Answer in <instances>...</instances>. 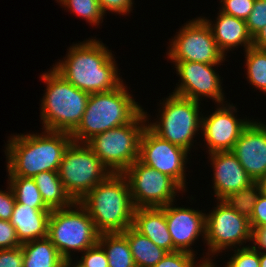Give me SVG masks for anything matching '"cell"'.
Segmentation results:
<instances>
[{
  "label": "cell",
  "instance_id": "obj_1",
  "mask_svg": "<svg viewBox=\"0 0 266 267\" xmlns=\"http://www.w3.org/2000/svg\"><path fill=\"white\" fill-rule=\"evenodd\" d=\"M66 56L67 59L55 64L53 69L84 92H108L123 83L118 76L112 52L96 39L75 44L69 48Z\"/></svg>",
  "mask_w": 266,
  "mask_h": 267
},
{
  "label": "cell",
  "instance_id": "obj_2",
  "mask_svg": "<svg viewBox=\"0 0 266 267\" xmlns=\"http://www.w3.org/2000/svg\"><path fill=\"white\" fill-rule=\"evenodd\" d=\"M8 142V176L33 178L44 171L58 172L64 153L73 139L66 132L45 130L41 135H16Z\"/></svg>",
  "mask_w": 266,
  "mask_h": 267
},
{
  "label": "cell",
  "instance_id": "obj_3",
  "mask_svg": "<svg viewBox=\"0 0 266 267\" xmlns=\"http://www.w3.org/2000/svg\"><path fill=\"white\" fill-rule=\"evenodd\" d=\"M88 211L97 231L122 233L133 225L135 206L123 174H110L79 201Z\"/></svg>",
  "mask_w": 266,
  "mask_h": 267
},
{
  "label": "cell",
  "instance_id": "obj_4",
  "mask_svg": "<svg viewBox=\"0 0 266 267\" xmlns=\"http://www.w3.org/2000/svg\"><path fill=\"white\" fill-rule=\"evenodd\" d=\"M122 83L108 92L89 95L78 127L70 134L73 142L86 143L93 136L130 123L143 109Z\"/></svg>",
  "mask_w": 266,
  "mask_h": 267
},
{
  "label": "cell",
  "instance_id": "obj_5",
  "mask_svg": "<svg viewBox=\"0 0 266 267\" xmlns=\"http://www.w3.org/2000/svg\"><path fill=\"white\" fill-rule=\"evenodd\" d=\"M42 80L47 84L40 115L44 129L71 134L83 117L90 94L67 82L54 69L44 73Z\"/></svg>",
  "mask_w": 266,
  "mask_h": 267
},
{
  "label": "cell",
  "instance_id": "obj_6",
  "mask_svg": "<svg viewBox=\"0 0 266 267\" xmlns=\"http://www.w3.org/2000/svg\"><path fill=\"white\" fill-rule=\"evenodd\" d=\"M146 115L142 110L130 123L99 133L85 143L112 174H123L138 160Z\"/></svg>",
  "mask_w": 266,
  "mask_h": 267
},
{
  "label": "cell",
  "instance_id": "obj_7",
  "mask_svg": "<svg viewBox=\"0 0 266 267\" xmlns=\"http://www.w3.org/2000/svg\"><path fill=\"white\" fill-rule=\"evenodd\" d=\"M75 207L77 209L73 210ZM99 236L100 233L87 209L80 202L66 208L51 210L47 238L63 259L71 258V249L84 252L94 246L98 243Z\"/></svg>",
  "mask_w": 266,
  "mask_h": 267
},
{
  "label": "cell",
  "instance_id": "obj_8",
  "mask_svg": "<svg viewBox=\"0 0 266 267\" xmlns=\"http://www.w3.org/2000/svg\"><path fill=\"white\" fill-rule=\"evenodd\" d=\"M110 174L85 143L76 142L68 146L58 169L62 184L75 202H79Z\"/></svg>",
  "mask_w": 266,
  "mask_h": 267
},
{
  "label": "cell",
  "instance_id": "obj_9",
  "mask_svg": "<svg viewBox=\"0 0 266 267\" xmlns=\"http://www.w3.org/2000/svg\"><path fill=\"white\" fill-rule=\"evenodd\" d=\"M162 108L160 122L147 126L163 140L190 151L192 138L202 126L199 102L173 93Z\"/></svg>",
  "mask_w": 266,
  "mask_h": 267
},
{
  "label": "cell",
  "instance_id": "obj_10",
  "mask_svg": "<svg viewBox=\"0 0 266 267\" xmlns=\"http://www.w3.org/2000/svg\"><path fill=\"white\" fill-rule=\"evenodd\" d=\"M133 204L140 207H162L174 201L183 189L169 176L136 160L124 173Z\"/></svg>",
  "mask_w": 266,
  "mask_h": 267
},
{
  "label": "cell",
  "instance_id": "obj_11",
  "mask_svg": "<svg viewBox=\"0 0 266 267\" xmlns=\"http://www.w3.org/2000/svg\"><path fill=\"white\" fill-rule=\"evenodd\" d=\"M171 43L167 55L172 61L220 64L225 60L209 24L200 17L184 25Z\"/></svg>",
  "mask_w": 266,
  "mask_h": 267
},
{
  "label": "cell",
  "instance_id": "obj_12",
  "mask_svg": "<svg viewBox=\"0 0 266 267\" xmlns=\"http://www.w3.org/2000/svg\"><path fill=\"white\" fill-rule=\"evenodd\" d=\"M215 210L206 215V243L214 255L227 247L252 241L249 219L237 213L222 200Z\"/></svg>",
  "mask_w": 266,
  "mask_h": 267
},
{
  "label": "cell",
  "instance_id": "obj_13",
  "mask_svg": "<svg viewBox=\"0 0 266 267\" xmlns=\"http://www.w3.org/2000/svg\"><path fill=\"white\" fill-rule=\"evenodd\" d=\"M188 151L163 140L148 126L140 139L139 160L171 177L183 190L185 185V160Z\"/></svg>",
  "mask_w": 266,
  "mask_h": 267
},
{
  "label": "cell",
  "instance_id": "obj_14",
  "mask_svg": "<svg viewBox=\"0 0 266 267\" xmlns=\"http://www.w3.org/2000/svg\"><path fill=\"white\" fill-rule=\"evenodd\" d=\"M175 68L181 78V84L173 92L181 97L200 101V97H208L216 103L223 104L224 95L222 92L219 75L212 67L217 64H204L191 61H173Z\"/></svg>",
  "mask_w": 266,
  "mask_h": 267
},
{
  "label": "cell",
  "instance_id": "obj_15",
  "mask_svg": "<svg viewBox=\"0 0 266 267\" xmlns=\"http://www.w3.org/2000/svg\"><path fill=\"white\" fill-rule=\"evenodd\" d=\"M233 109V110H232ZM233 105L219 107L209 117H202L201 130L209 148V154L219 151H232L242 131L251 121L236 119ZM233 111V112H232Z\"/></svg>",
  "mask_w": 266,
  "mask_h": 267
},
{
  "label": "cell",
  "instance_id": "obj_16",
  "mask_svg": "<svg viewBox=\"0 0 266 267\" xmlns=\"http://www.w3.org/2000/svg\"><path fill=\"white\" fill-rule=\"evenodd\" d=\"M232 152L253 181L266 175V125L250 122L242 131Z\"/></svg>",
  "mask_w": 266,
  "mask_h": 267
},
{
  "label": "cell",
  "instance_id": "obj_17",
  "mask_svg": "<svg viewBox=\"0 0 266 267\" xmlns=\"http://www.w3.org/2000/svg\"><path fill=\"white\" fill-rule=\"evenodd\" d=\"M173 203L162 206L165 211L167 227L170 232L173 246L178 251L194 254L189 248L200 236L206 237V214L194 209L172 207Z\"/></svg>",
  "mask_w": 266,
  "mask_h": 267
},
{
  "label": "cell",
  "instance_id": "obj_18",
  "mask_svg": "<svg viewBox=\"0 0 266 267\" xmlns=\"http://www.w3.org/2000/svg\"><path fill=\"white\" fill-rule=\"evenodd\" d=\"M210 156L215 169L213 185L217 200H222L229 193L238 192L253 182L232 151L213 152Z\"/></svg>",
  "mask_w": 266,
  "mask_h": 267
},
{
  "label": "cell",
  "instance_id": "obj_19",
  "mask_svg": "<svg viewBox=\"0 0 266 267\" xmlns=\"http://www.w3.org/2000/svg\"><path fill=\"white\" fill-rule=\"evenodd\" d=\"M132 226L167 253L178 251L173 246L162 207L135 208Z\"/></svg>",
  "mask_w": 266,
  "mask_h": 267
},
{
  "label": "cell",
  "instance_id": "obj_20",
  "mask_svg": "<svg viewBox=\"0 0 266 267\" xmlns=\"http://www.w3.org/2000/svg\"><path fill=\"white\" fill-rule=\"evenodd\" d=\"M50 209H36L15 202L10 223L20 243L47 238Z\"/></svg>",
  "mask_w": 266,
  "mask_h": 267
},
{
  "label": "cell",
  "instance_id": "obj_21",
  "mask_svg": "<svg viewBox=\"0 0 266 267\" xmlns=\"http://www.w3.org/2000/svg\"><path fill=\"white\" fill-rule=\"evenodd\" d=\"M210 26L215 42L219 50L225 55V51L243 45L245 51L252 47L253 37L247 29L246 20L236 18L220 11L213 27L210 20L203 18Z\"/></svg>",
  "mask_w": 266,
  "mask_h": 267
},
{
  "label": "cell",
  "instance_id": "obj_22",
  "mask_svg": "<svg viewBox=\"0 0 266 267\" xmlns=\"http://www.w3.org/2000/svg\"><path fill=\"white\" fill-rule=\"evenodd\" d=\"M33 179L42 200L50 210L66 208L75 203L62 184L58 172H40Z\"/></svg>",
  "mask_w": 266,
  "mask_h": 267
},
{
  "label": "cell",
  "instance_id": "obj_23",
  "mask_svg": "<svg viewBox=\"0 0 266 267\" xmlns=\"http://www.w3.org/2000/svg\"><path fill=\"white\" fill-rule=\"evenodd\" d=\"M122 234L127 238L136 267H154L167 253L133 226Z\"/></svg>",
  "mask_w": 266,
  "mask_h": 267
},
{
  "label": "cell",
  "instance_id": "obj_24",
  "mask_svg": "<svg viewBox=\"0 0 266 267\" xmlns=\"http://www.w3.org/2000/svg\"><path fill=\"white\" fill-rule=\"evenodd\" d=\"M23 267H61L63 258L48 239L31 240L22 243Z\"/></svg>",
  "mask_w": 266,
  "mask_h": 267
},
{
  "label": "cell",
  "instance_id": "obj_25",
  "mask_svg": "<svg viewBox=\"0 0 266 267\" xmlns=\"http://www.w3.org/2000/svg\"><path fill=\"white\" fill-rule=\"evenodd\" d=\"M98 243L106 252L109 267H136L127 238L122 233L100 234Z\"/></svg>",
  "mask_w": 266,
  "mask_h": 267
},
{
  "label": "cell",
  "instance_id": "obj_26",
  "mask_svg": "<svg viewBox=\"0 0 266 267\" xmlns=\"http://www.w3.org/2000/svg\"><path fill=\"white\" fill-rule=\"evenodd\" d=\"M9 183L17 203L26 204L36 209H49L42 200L39 189L33 178L9 177Z\"/></svg>",
  "mask_w": 266,
  "mask_h": 267
},
{
  "label": "cell",
  "instance_id": "obj_27",
  "mask_svg": "<svg viewBox=\"0 0 266 267\" xmlns=\"http://www.w3.org/2000/svg\"><path fill=\"white\" fill-rule=\"evenodd\" d=\"M260 195V188L257 181H253L244 189L229 193L222 199L229 207L233 208L237 213L250 220L253 213L254 205Z\"/></svg>",
  "mask_w": 266,
  "mask_h": 267
},
{
  "label": "cell",
  "instance_id": "obj_28",
  "mask_svg": "<svg viewBox=\"0 0 266 267\" xmlns=\"http://www.w3.org/2000/svg\"><path fill=\"white\" fill-rule=\"evenodd\" d=\"M245 53L249 83L266 93V50L252 46Z\"/></svg>",
  "mask_w": 266,
  "mask_h": 267
},
{
  "label": "cell",
  "instance_id": "obj_29",
  "mask_svg": "<svg viewBox=\"0 0 266 267\" xmlns=\"http://www.w3.org/2000/svg\"><path fill=\"white\" fill-rule=\"evenodd\" d=\"M70 9L76 15L83 17L87 22L99 25L105 15L99 0H56Z\"/></svg>",
  "mask_w": 266,
  "mask_h": 267
},
{
  "label": "cell",
  "instance_id": "obj_30",
  "mask_svg": "<svg viewBox=\"0 0 266 267\" xmlns=\"http://www.w3.org/2000/svg\"><path fill=\"white\" fill-rule=\"evenodd\" d=\"M259 251L253 246L242 247L235 250V254L231 256L226 267H259Z\"/></svg>",
  "mask_w": 266,
  "mask_h": 267
},
{
  "label": "cell",
  "instance_id": "obj_31",
  "mask_svg": "<svg viewBox=\"0 0 266 267\" xmlns=\"http://www.w3.org/2000/svg\"><path fill=\"white\" fill-rule=\"evenodd\" d=\"M246 24L252 37L266 26V0H255L253 9L246 19Z\"/></svg>",
  "mask_w": 266,
  "mask_h": 267
},
{
  "label": "cell",
  "instance_id": "obj_32",
  "mask_svg": "<svg viewBox=\"0 0 266 267\" xmlns=\"http://www.w3.org/2000/svg\"><path fill=\"white\" fill-rule=\"evenodd\" d=\"M194 255L185 251L166 253L154 267H194Z\"/></svg>",
  "mask_w": 266,
  "mask_h": 267
},
{
  "label": "cell",
  "instance_id": "obj_33",
  "mask_svg": "<svg viewBox=\"0 0 266 267\" xmlns=\"http://www.w3.org/2000/svg\"><path fill=\"white\" fill-rule=\"evenodd\" d=\"M221 12L246 20L253 9L255 0H221Z\"/></svg>",
  "mask_w": 266,
  "mask_h": 267
},
{
  "label": "cell",
  "instance_id": "obj_34",
  "mask_svg": "<svg viewBox=\"0 0 266 267\" xmlns=\"http://www.w3.org/2000/svg\"><path fill=\"white\" fill-rule=\"evenodd\" d=\"M79 262L84 267H109L106 252L99 243L85 250Z\"/></svg>",
  "mask_w": 266,
  "mask_h": 267
},
{
  "label": "cell",
  "instance_id": "obj_35",
  "mask_svg": "<svg viewBox=\"0 0 266 267\" xmlns=\"http://www.w3.org/2000/svg\"><path fill=\"white\" fill-rule=\"evenodd\" d=\"M21 245L17 238L15 227L10 221L0 220V250L13 249Z\"/></svg>",
  "mask_w": 266,
  "mask_h": 267
},
{
  "label": "cell",
  "instance_id": "obj_36",
  "mask_svg": "<svg viewBox=\"0 0 266 267\" xmlns=\"http://www.w3.org/2000/svg\"><path fill=\"white\" fill-rule=\"evenodd\" d=\"M22 246L0 250V267H23Z\"/></svg>",
  "mask_w": 266,
  "mask_h": 267
},
{
  "label": "cell",
  "instance_id": "obj_37",
  "mask_svg": "<svg viewBox=\"0 0 266 267\" xmlns=\"http://www.w3.org/2000/svg\"><path fill=\"white\" fill-rule=\"evenodd\" d=\"M251 229L266 226V197L260 193L249 220Z\"/></svg>",
  "mask_w": 266,
  "mask_h": 267
},
{
  "label": "cell",
  "instance_id": "obj_38",
  "mask_svg": "<svg viewBox=\"0 0 266 267\" xmlns=\"http://www.w3.org/2000/svg\"><path fill=\"white\" fill-rule=\"evenodd\" d=\"M8 192L0 191V220L10 221L16 202L14 192L9 184Z\"/></svg>",
  "mask_w": 266,
  "mask_h": 267
},
{
  "label": "cell",
  "instance_id": "obj_39",
  "mask_svg": "<svg viewBox=\"0 0 266 267\" xmlns=\"http://www.w3.org/2000/svg\"><path fill=\"white\" fill-rule=\"evenodd\" d=\"M132 1L133 0H99V3L104 14L107 10H110L114 13H122L123 15L132 10Z\"/></svg>",
  "mask_w": 266,
  "mask_h": 267
},
{
  "label": "cell",
  "instance_id": "obj_40",
  "mask_svg": "<svg viewBox=\"0 0 266 267\" xmlns=\"http://www.w3.org/2000/svg\"><path fill=\"white\" fill-rule=\"evenodd\" d=\"M252 240L254 241L253 247L259 251L264 250L266 252V226L252 229ZM258 245V247H256Z\"/></svg>",
  "mask_w": 266,
  "mask_h": 267
},
{
  "label": "cell",
  "instance_id": "obj_41",
  "mask_svg": "<svg viewBox=\"0 0 266 267\" xmlns=\"http://www.w3.org/2000/svg\"><path fill=\"white\" fill-rule=\"evenodd\" d=\"M253 47L266 50V26L253 37Z\"/></svg>",
  "mask_w": 266,
  "mask_h": 267
},
{
  "label": "cell",
  "instance_id": "obj_42",
  "mask_svg": "<svg viewBox=\"0 0 266 267\" xmlns=\"http://www.w3.org/2000/svg\"><path fill=\"white\" fill-rule=\"evenodd\" d=\"M61 267H84L81 262L77 261L76 264L72 265V259H63Z\"/></svg>",
  "mask_w": 266,
  "mask_h": 267
},
{
  "label": "cell",
  "instance_id": "obj_43",
  "mask_svg": "<svg viewBox=\"0 0 266 267\" xmlns=\"http://www.w3.org/2000/svg\"><path fill=\"white\" fill-rule=\"evenodd\" d=\"M260 193L266 197V175L260 178L258 181Z\"/></svg>",
  "mask_w": 266,
  "mask_h": 267
},
{
  "label": "cell",
  "instance_id": "obj_44",
  "mask_svg": "<svg viewBox=\"0 0 266 267\" xmlns=\"http://www.w3.org/2000/svg\"><path fill=\"white\" fill-rule=\"evenodd\" d=\"M259 260H260V266L259 267H266V252L259 251Z\"/></svg>",
  "mask_w": 266,
  "mask_h": 267
},
{
  "label": "cell",
  "instance_id": "obj_45",
  "mask_svg": "<svg viewBox=\"0 0 266 267\" xmlns=\"http://www.w3.org/2000/svg\"><path fill=\"white\" fill-rule=\"evenodd\" d=\"M194 267H214V264L213 262H211V259L206 258L201 262V264H199L198 266L195 265Z\"/></svg>",
  "mask_w": 266,
  "mask_h": 267
}]
</instances>
